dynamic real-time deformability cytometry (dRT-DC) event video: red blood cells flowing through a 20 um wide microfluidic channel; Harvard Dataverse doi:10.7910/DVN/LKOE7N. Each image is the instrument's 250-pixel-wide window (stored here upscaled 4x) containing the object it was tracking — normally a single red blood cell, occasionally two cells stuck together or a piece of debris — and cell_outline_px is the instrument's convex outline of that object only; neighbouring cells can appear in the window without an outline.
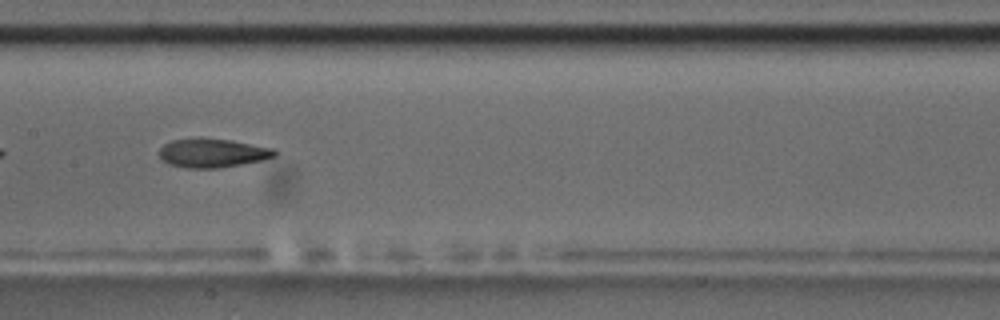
{"species": "common noctule bat (a hibernating species)", "species_latin": "Nyctalus noctula", "temperature_condition": "room temperature", "stored_images_in_passage": 14, "camera_frame_rate_fps": 3000, "um_per_image_px": 0.085, "animal": {"sex": "male", "body_mass_g": 17.5, "forearm_length_mm": 52.3}, "frame": {"image": 1, "passage_image": 7, "time_ms": 7.667, "image_size_px": [1000, 320], "cell_outline_px": [[276, 156], [264, 160], [216, 168], [188, 168], [168, 164], [160, 160], [160, 148], [164, 144], [172, 140], [196, 136], [200, 136], [232, 140], [272, 148], [276, 152]], "centroid_in_image_um": [18.02, 12.98], "position_along_channel_um": 189.4, "area_um2": 19.77}, "authors_computed_cell_mechanics": {"area_um2": 20.2878, "velocity_mm_per_s": 3.5115, "shape_relaxation_time_tau1_ms": 4.8898, "shape_relaxation_time_tau2_ms": 3.857, "deformation_change_tau1": 0.1772, "deformation_change_tau2": 0.0968}}